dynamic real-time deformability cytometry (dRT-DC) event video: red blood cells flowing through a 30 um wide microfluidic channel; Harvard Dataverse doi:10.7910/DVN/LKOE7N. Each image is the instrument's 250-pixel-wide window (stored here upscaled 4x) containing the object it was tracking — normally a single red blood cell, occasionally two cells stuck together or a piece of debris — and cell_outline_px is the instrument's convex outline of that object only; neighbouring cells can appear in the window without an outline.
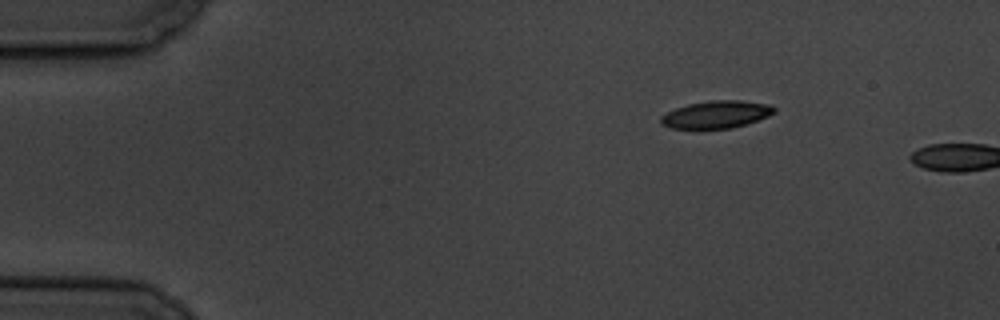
{"species": "common noctule bat (a hibernating species)", "species_latin": "Nyctalus noctula", "temperature_condition": "cold", "stored_images_in_passage": 2, "camera_frame_rate_fps": 3000, "um_per_image_px": 0.085, "animal": {"sex": "male", "body_mass_g": 19.5, "forearm_length_mm": 54.6}, "frame": {"image": 1, "passage_image": 1, "time_ms": 0.0, "image_size_px": [1000, 320], "cell_outline_px": [[776, 112], [768, 116], [732, 128], [672, 128], [660, 124], [660, 116], [676, 108], [688, 104], [712, 100], [740, 100], [768, 104], [776, 108]], "centroid_in_image_um": [60.88, 9.72], "position_along_channel_um": 24.1, "area_um2": 17.92}}